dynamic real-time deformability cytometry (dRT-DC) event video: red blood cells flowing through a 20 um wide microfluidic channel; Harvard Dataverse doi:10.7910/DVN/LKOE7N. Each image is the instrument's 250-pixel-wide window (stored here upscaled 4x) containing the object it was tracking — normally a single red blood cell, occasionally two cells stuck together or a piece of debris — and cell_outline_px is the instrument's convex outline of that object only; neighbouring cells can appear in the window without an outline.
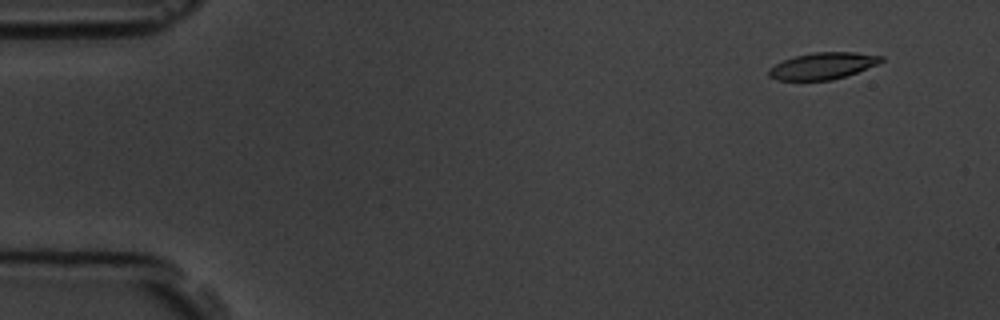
{"species": "common noctule bat (a hibernating species)", "species_latin": "Nyctalus noctula", "temperature_condition": "room temperature", "stored_images_in_passage": 53, "camera_frame_rate_fps": 3000, "um_per_image_px": 0.085, "animal": {"sex": "male", "body_mass_g": 19.5, "forearm_length_mm": 54.6}, "frame": {"image": 1, "passage_image": 1, "time_ms": 0.0, "image_size_px": [1000, 320], "cell_outline_px": [[884, 60], [880, 64], [832, 80], [776, 80], [768, 76], [768, 68], [784, 60], [796, 56], [812, 52], [856, 52], [884, 56]], "centroid_in_image_um": [69.96, 5.59], "position_along_channel_um": 15.0, "area_um2": 17.51}}
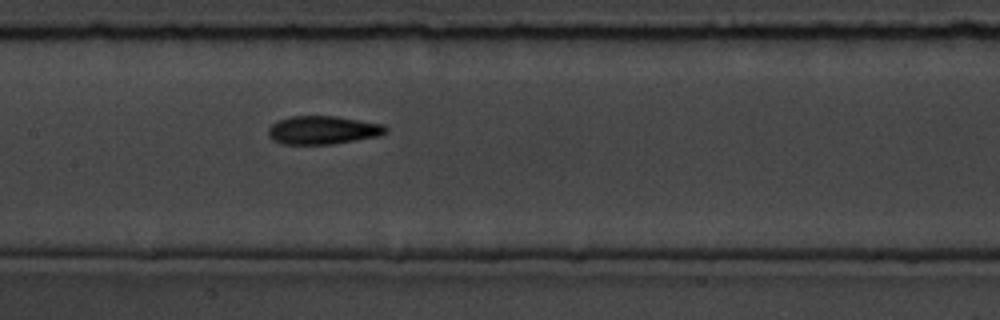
{"frame": {"image": 2, "passage_image": 24, "time_ms": 7.667, "image_size_px": [1000, 320], "cell_outline_px": [[388, 132], [380, 136], [332, 144], [284, 144], [272, 140], [268, 136], [268, 128], [276, 120], [292, 116], [336, 116], [384, 124], [388, 128]], "centroid_in_image_um": [27.45, 11.05], "position_along_channel_um": 179.9, "area_um2": 19.59}}
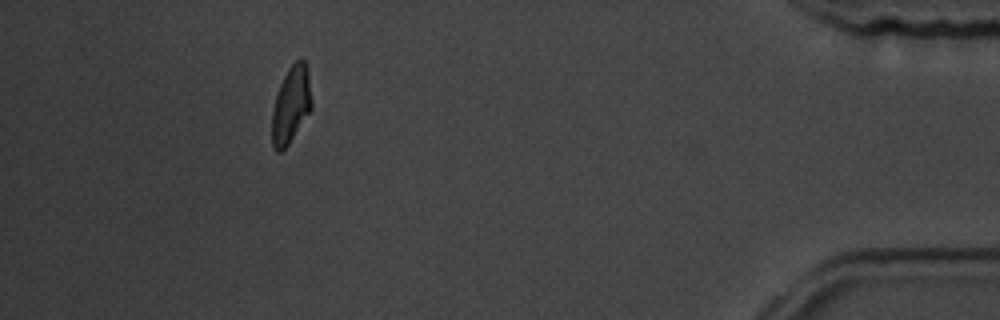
{"frame": {"image": 3, "passage_image": 48, "time_ms": 15.667, "image_size_px": [1000, 320], "cell_outline_px": [[312, 108], [288, 144], [280, 152], [276, 152], [272, 148], [272, 112], [276, 92], [288, 68], [300, 56], [304, 60], [308, 72], [312, 100]], "centroid_in_image_um": [24.73, 8.89], "position_along_channel_um": 410.5, "area_um2": 17.8}, "authors_computed_cell_mechanics": {"area_um2": 18.8428, "velocity_mm_per_s": 3.6184, "shape_relaxation_time_tau1_ms": 5.6846, "shape_relaxation_time_tau2_ms": 2.1493, "deformation_change_tau1": 0.1984, "deformation_change_tau2": 0.0787}}